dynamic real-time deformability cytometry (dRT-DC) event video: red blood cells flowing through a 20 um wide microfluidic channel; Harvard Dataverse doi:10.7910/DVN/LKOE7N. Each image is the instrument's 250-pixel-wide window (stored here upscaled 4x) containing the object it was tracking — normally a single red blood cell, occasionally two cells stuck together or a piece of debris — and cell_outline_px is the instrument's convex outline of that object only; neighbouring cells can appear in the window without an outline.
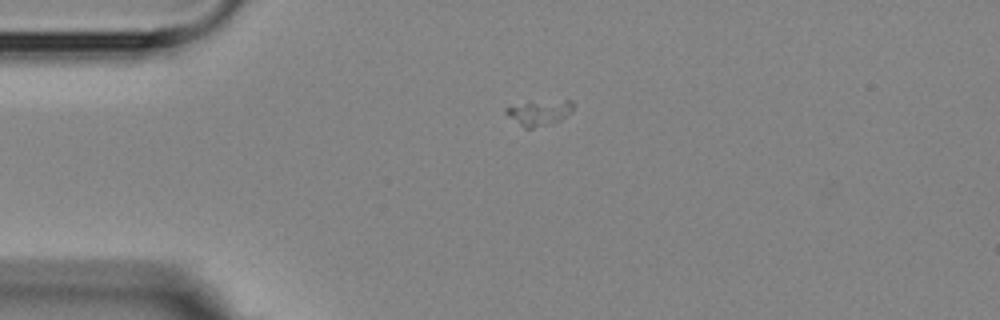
{"species": "Egyptian fruit bat (a non-hibernating species)", "species_latin": "Rousettus aegyptiacus", "temperature_condition": "room temperature", "stored_images_in_passage": 3, "camera_frame_rate_fps": 3000, "um_per_image_px": 0.085, "animal": {"sex": "female"}, "frame": {"image": 1, "passage_image": 1, "time_ms": 0.0, "image_size_px": [1000, 320], "cell_outline_px": [[576, 104], [572, 112], [560, 120], [552, 124], [532, 128], [524, 128], [508, 116], [504, 112], [504, 108], [528, 100], [572, 100]], "centroid_in_image_um": [45.86, 9.54], "position_along_channel_um": 39.1, "area_um2": 10.46}}